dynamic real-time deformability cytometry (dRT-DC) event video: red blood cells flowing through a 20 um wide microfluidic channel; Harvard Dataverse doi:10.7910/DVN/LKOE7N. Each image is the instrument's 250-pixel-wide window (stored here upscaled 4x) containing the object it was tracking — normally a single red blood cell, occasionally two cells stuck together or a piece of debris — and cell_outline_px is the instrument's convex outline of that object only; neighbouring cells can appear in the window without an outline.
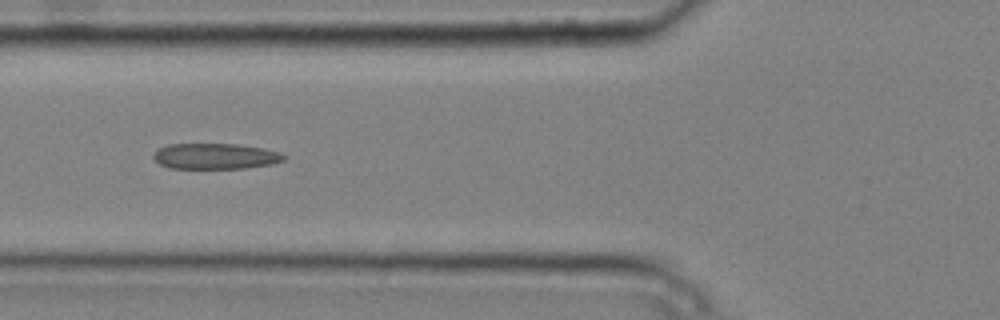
{"species": "common noctule bat (a hibernating species)", "species_latin": "Nyctalus noctula", "temperature_condition": "cold", "stored_images_in_passage": 7, "camera_frame_rate_fps": 3000, "um_per_image_px": 0.085, "animal": {"sex": "male", "body_mass_g": 20.4}, "frame": {"image": 1, "passage_image": 2, "time_ms": 0.333, "image_size_px": [1000, 320], "cell_outline_px": [[288, 156], [284, 160], [272, 164], [244, 168], [168, 168], [160, 164], [152, 156], [160, 148], [168, 144], [240, 144], [264, 148], [280, 152]], "centroid_in_image_um": [18.35, 13.27], "position_along_channel_um": 107.4, "area_um2": 19.59}}
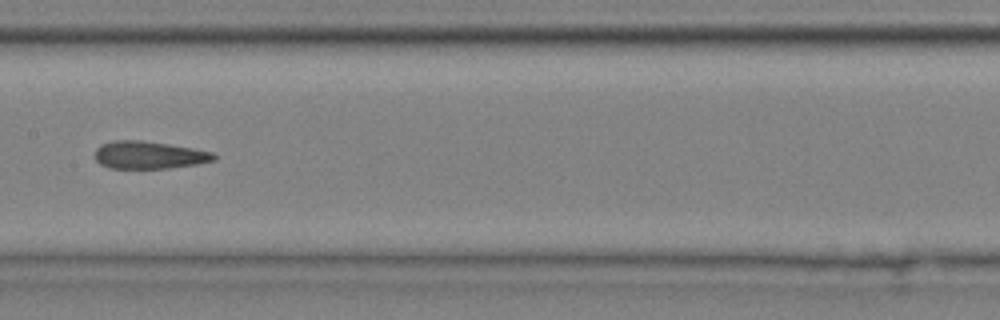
{"frame": {"image": 2, "passage_image": 4, "time_ms": 1.0, "image_size_px": [1000, 320], "cell_outline_px": [[216, 160], [196, 164], [168, 168], [108, 168], [100, 164], [96, 160], [96, 148], [100, 144], [112, 140], [140, 140], [168, 144], [192, 148], [212, 152], [216, 156]], "centroid_in_image_um": [12.64, 13.17], "position_along_channel_um": 194.8, "area_um2": 19.07}}
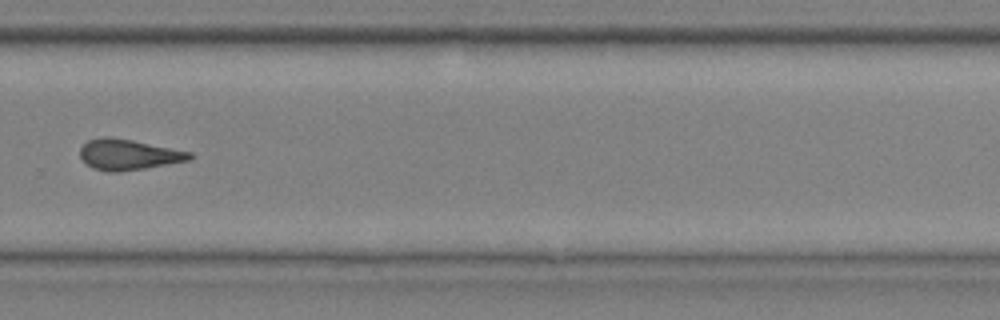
{"frame": {"image": 3, "passage_image": 7, "time_ms": 2.0, "image_size_px": [1000, 320], "cell_outline_px": [[192, 160], [120, 172], [108, 172], [92, 168], [80, 156], [80, 148], [88, 140], [104, 136], [108, 136], [132, 140], [192, 152]], "centroid_in_image_um": [10.92, 13.14], "position_along_channel_um": 318.9, "area_um2": 19.54}}